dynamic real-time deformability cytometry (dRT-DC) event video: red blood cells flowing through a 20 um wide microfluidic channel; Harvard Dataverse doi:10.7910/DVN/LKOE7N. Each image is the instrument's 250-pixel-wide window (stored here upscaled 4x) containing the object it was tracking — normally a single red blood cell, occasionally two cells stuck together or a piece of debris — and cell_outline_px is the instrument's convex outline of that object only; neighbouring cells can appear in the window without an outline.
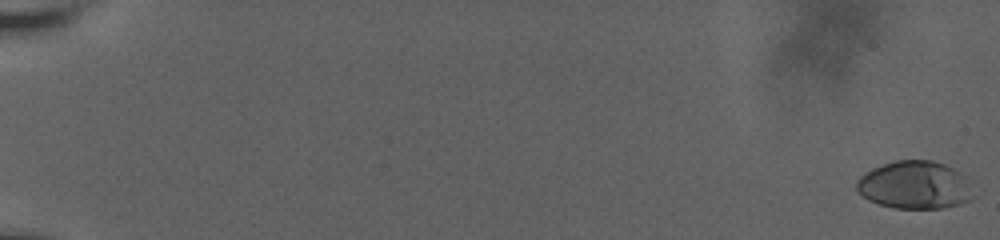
{"species": "human", "species_latin": "Homo sapiens", "temperature_condition": "room temperature", "stored_images_in_passage": 25, "camera_frame_rate_fps": 3000, "um_per_image_px": 0.085, "donor": {"sex": "male"}, "frame": {"image": 1, "passage_image": 1, "time_ms": 0.0, "image_size_px": [1000, 240], "cell_outline_px": [[968, 200], [960, 204], [944, 208], [896, 208], [880, 204], [868, 200], [856, 188], [856, 180], [860, 176], [872, 168], [896, 160], [932, 160], [944, 164], [968, 176]], "centroid_in_image_um": [77.71, 15.71], "position_along_channel_um": 7.3, "area_um2": 32.14}}
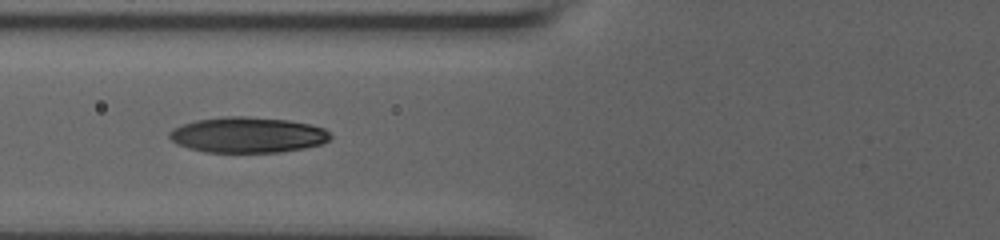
{"frame": {"image": 2, "passage_image": 14, "time_ms": 9.0, "image_size_px": [1000, 240], "cell_outline_px": [[332, 136], [328, 140], [320, 144], [304, 148], [280, 152], [204, 152], [188, 148], [176, 144], [168, 136], [168, 132], [172, 128], [180, 124], [196, 120], [224, 116], [248, 116], [288, 120], [308, 124], [324, 128]], "centroid_in_image_um": [20.99, 11.46], "position_along_channel_um": 104.8, "area_um2": 33.58}}
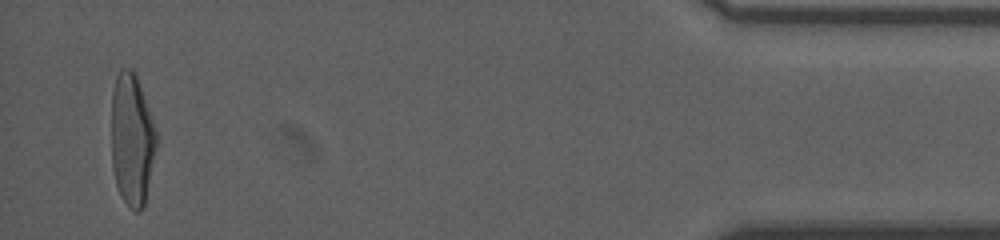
{"frame": {"image": 3, "passage_image": 25, "time_ms": 19.667, "image_size_px": [1000, 240], "cell_outline_px": [[156, 148], [144, 208], [140, 212], [136, 212], [128, 208], [120, 196], [116, 184], [112, 168], [112, 92], [116, 76], [120, 68], [128, 68], [136, 76], [152, 120], [156, 132]], "centroid_in_image_um": [11.2, 11.95], "position_along_channel_um": 424.0, "area_um2": 34.45}, "authors_computed_cell_mechanics": {"area_um2": 32.5992, "velocity_mm_per_s": 3.6493, "shape_relaxation_time_tau1_ms": 5.9936, "shape_relaxation_time_tau2_ms": 0.7757, "deformation_change_tau1": 0.228, "deformation_change_tau2": 0.0557}}